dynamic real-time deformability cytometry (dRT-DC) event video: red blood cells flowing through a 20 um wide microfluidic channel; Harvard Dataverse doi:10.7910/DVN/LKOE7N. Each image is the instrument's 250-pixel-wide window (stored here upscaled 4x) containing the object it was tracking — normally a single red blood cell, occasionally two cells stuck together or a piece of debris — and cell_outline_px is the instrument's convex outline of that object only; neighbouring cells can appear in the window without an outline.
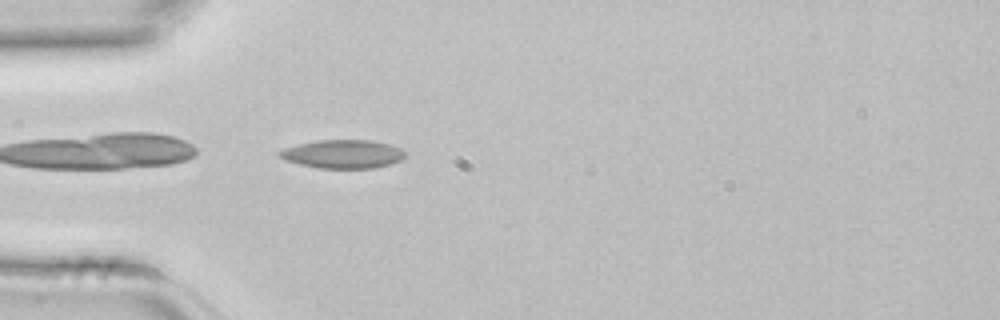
{"species": "common noctule bat (a hibernating species)", "species_latin": "Nyctalus noctula", "temperature_condition": "room temperature", "stored_images_in_passage": 31, "camera_frame_rate_fps": 3000, "um_per_image_px": 0.085, "animal": {"sex": "female", "body_mass_g": 22.7, "forearm_length_mm": 54.2}, "frame": {"image": 1, "passage_image": 1, "time_ms": 0.0, "image_size_px": [1000, 320], "cell_outline_px": [[404, 156], [400, 160], [388, 164], [372, 168], [320, 168], [300, 164], [284, 160], [276, 152], [284, 148], [316, 140], [368, 140], [388, 144], [400, 148], [404, 152]], "centroid_in_image_um": [29.1, 13.09], "position_along_channel_um": 55.9, "area_um2": 20.58}}